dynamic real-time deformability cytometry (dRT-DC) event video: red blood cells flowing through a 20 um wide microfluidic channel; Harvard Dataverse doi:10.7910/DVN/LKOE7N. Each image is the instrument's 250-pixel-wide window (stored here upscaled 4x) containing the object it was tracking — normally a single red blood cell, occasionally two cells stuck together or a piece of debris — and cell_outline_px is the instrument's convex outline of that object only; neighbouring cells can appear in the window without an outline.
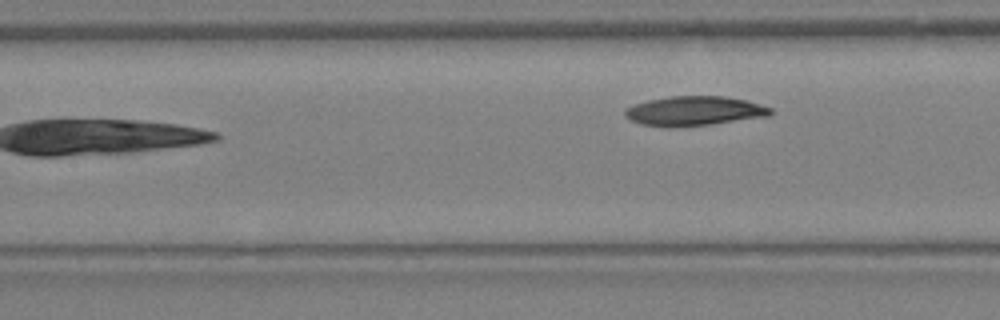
{"species": "Egyptian fruit bat (a non-hibernating species)", "species_latin": "Rousettus aegyptiacus", "temperature_condition": "warm", "stored_images_in_passage": 7, "camera_frame_rate_fps": 3000, "um_per_image_px": 0.085, "animal": {"sex": "female"}, "frame": {"image": 1, "passage_image": 7, "time_ms": 2.0, "image_size_px": [1000, 320], "cell_outline_px": [[772, 116], [708, 124], [668, 128], [640, 124], [624, 116], [624, 112], [628, 108], [636, 104], [648, 100], [668, 96], [724, 96], [748, 100], [772, 108]], "centroid_in_image_um": [59.04, 9.43], "position_along_channel_um": 148.4, "area_um2": 25.09}}